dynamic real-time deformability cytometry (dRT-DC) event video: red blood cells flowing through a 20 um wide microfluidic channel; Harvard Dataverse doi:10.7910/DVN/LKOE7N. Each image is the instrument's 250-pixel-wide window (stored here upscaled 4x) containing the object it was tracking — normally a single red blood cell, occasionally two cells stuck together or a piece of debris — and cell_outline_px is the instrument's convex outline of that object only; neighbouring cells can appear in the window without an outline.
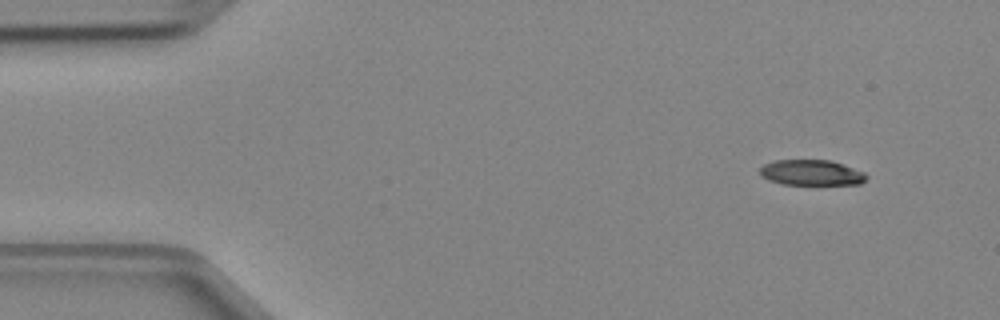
{"species": "Egyptian fruit bat (a non-hibernating species)", "species_latin": "Rousettus aegyptiacus", "temperature_condition": "cold", "stored_images_in_passage": 5, "camera_frame_rate_fps": 3000, "um_per_image_px": 0.085, "animal": {"sex": "female"}, "frame": {"image": 1, "passage_image": 1, "time_ms": 0.0, "image_size_px": [1000, 320], "cell_outline_px": [[868, 176], [860, 184], [780, 184], [768, 180], [760, 176], [760, 168], [764, 164], [776, 160], [832, 160], [864, 172]], "centroid_in_image_um": [68.94, 14.67], "position_along_channel_um": 16.1, "area_um2": 15.84}}
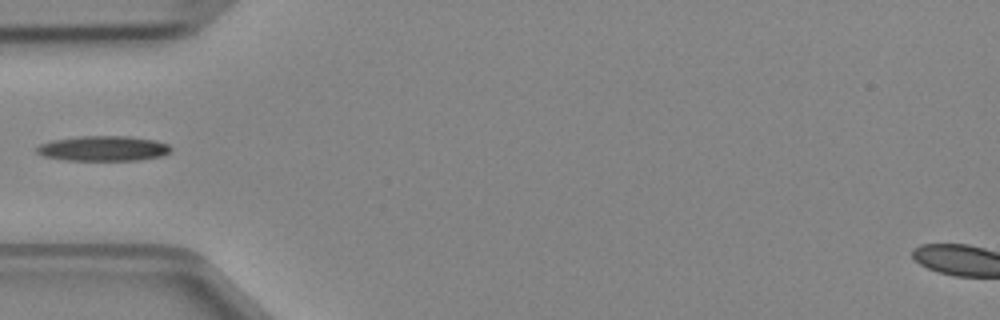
{"frame": {"image": 2, "passage_image": 4, "time_ms": 1.0, "image_size_px": [1000, 320], "cell_outline_px": [[172, 152], [164, 156], [140, 160], [64, 160], [44, 156], [36, 152], [36, 148], [40, 144], [52, 140], [80, 136], [128, 136], [156, 140], [168, 144], [172, 148]], "centroid_in_image_um": [8.83, 12.62], "position_along_channel_um": 76.2, "area_um2": 19.83}}